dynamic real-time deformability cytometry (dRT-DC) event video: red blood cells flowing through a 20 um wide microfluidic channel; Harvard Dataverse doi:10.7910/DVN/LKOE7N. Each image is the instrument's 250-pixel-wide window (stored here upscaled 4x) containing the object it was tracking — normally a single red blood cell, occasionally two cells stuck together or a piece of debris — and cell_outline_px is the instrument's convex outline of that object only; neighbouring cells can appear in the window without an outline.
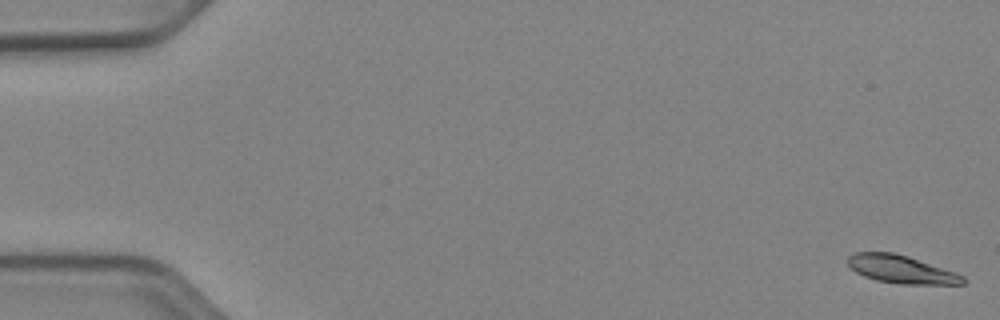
{"species": "Egyptian fruit bat (a non-hibernating species)", "species_latin": "Rousettus aegyptiacus", "temperature_condition": "cold", "stored_images_in_passage": 17, "camera_frame_rate_fps": 3000, "um_per_image_px": 0.085, "animal": {"sex": "female"}, "frame": {"image": 1, "passage_image": 1, "time_ms": 0.0, "image_size_px": [1000, 320], "cell_outline_px": [[964, 284], [900, 284], [876, 280], [864, 276], [856, 272], [848, 264], [848, 256], [856, 252], [892, 252], [908, 256], [956, 272], [964, 276]], "centroid_in_image_um": [76.61, 22.89], "position_along_channel_um": 8.4, "area_um2": 18.67}}